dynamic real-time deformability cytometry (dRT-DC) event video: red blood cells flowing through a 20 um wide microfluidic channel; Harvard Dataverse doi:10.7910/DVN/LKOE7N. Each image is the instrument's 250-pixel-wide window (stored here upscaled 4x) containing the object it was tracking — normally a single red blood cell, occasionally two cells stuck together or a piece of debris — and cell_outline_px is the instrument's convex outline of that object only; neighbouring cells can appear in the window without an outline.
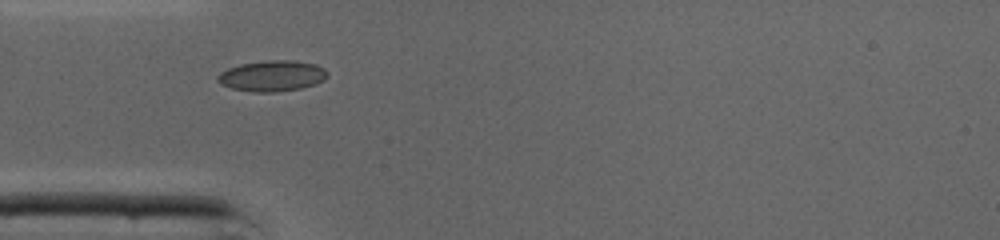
{"species": "common noctule bat (a hibernating species)", "species_latin": "Nyctalus noctula", "temperature_condition": "cold", "stored_images_in_passage": 33, "camera_frame_rate_fps": 3000, "um_per_image_px": 0.085, "animal": {"sex": "male", "body_mass_g": 19.0, "forearm_length_mm": 50.8}, "frame": {"image": 1, "passage_image": 1, "time_ms": 0.0, "image_size_px": [1000, 240], "cell_outline_px": [[328, 76], [324, 80], [316, 84], [300, 88], [276, 92], [252, 92], [232, 88], [220, 84], [216, 80], [216, 76], [220, 72], [228, 68], [240, 64], [268, 60], [292, 60], [316, 64], [324, 68], [328, 72]], "centroid_in_image_um": [23.13, 6.45], "position_along_channel_um": 61.9, "area_um2": 19.88}}
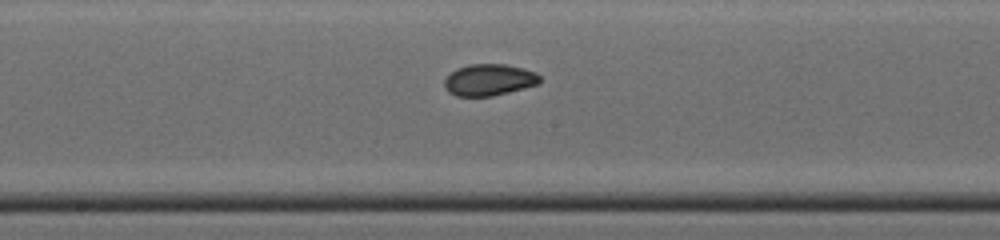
{"frame": {"image": 2, "passage_image": 11, "time_ms": 3.333, "image_size_px": [1000, 240], "cell_outline_px": [[540, 80], [536, 84], [524, 88], [492, 96], [456, 96], [448, 92], [444, 88], [444, 80], [456, 68], [468, 64], [504, 64], [524, 68], [536, 72], [540, 76]], "centroid_in_image_um": [41.55, 6.78], "position_along_channel_um": 206.7, "area_um2": 17.57}}
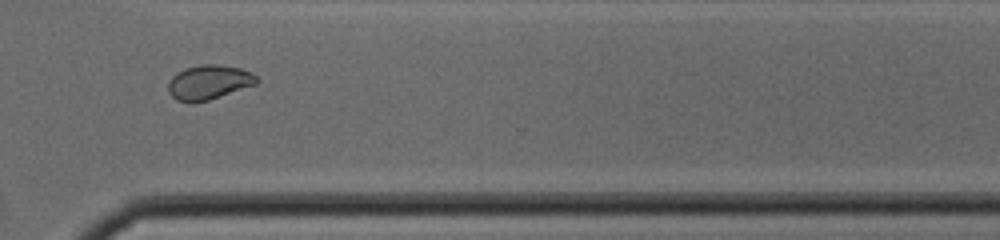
{"frame": {"image": 3, "passage_image": 21, "time_ms": 6.667, "image_size_px": [1000, 240], "cell_outline_px": [[260, 80], [256, 84], [208, 100], [192, 104], [176, 100], [168, 92], [168, 80], [176, 72], [184, 68], [200, 64], [220, 64], [240, 68], [252, 72]], "centroid_in_image_um": [17.72, 6.99], "position_along_channel_um": 352.9, "area_um2": 18.09}, "authors_computed_cell_mechanics": {"area_um2": 18.207, "velocity_mm_per_s": 4.3636, "shape_relaxation_time_tau1_ms": 6.8526, "shape_relaxation_time_tau2_ms": 1.4144, "deformation_change_tau1": 0.1567, "deformation_change_tau2": 0.0423}}